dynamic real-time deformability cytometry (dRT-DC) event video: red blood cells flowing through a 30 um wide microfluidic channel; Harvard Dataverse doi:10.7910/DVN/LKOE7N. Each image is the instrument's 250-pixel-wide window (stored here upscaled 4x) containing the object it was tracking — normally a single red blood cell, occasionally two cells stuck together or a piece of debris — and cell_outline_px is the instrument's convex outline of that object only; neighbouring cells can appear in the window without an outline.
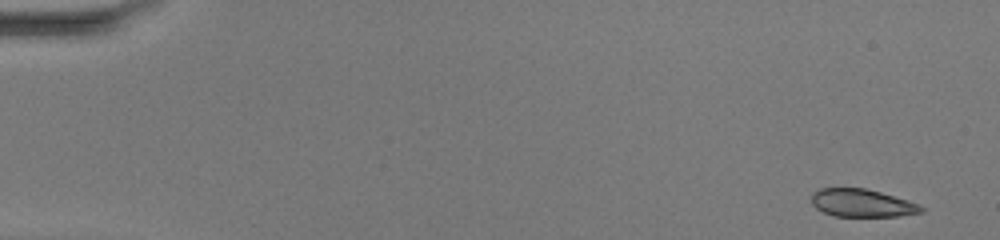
{"species": "common noctule bat (a hibernating species)", "species_latin": "Nyctalus noctula", "temperature_condition": "warm", "stored_images_in_passage": 50, "camera_frame_rate_fps": 3000, "um_per_image_px": 0.085, "animal": {"sex": "female", "body_mass_g": 20.0, "forearm_length_mm": 54.0}, "frame": {"image": 1, "passage_image": 1, "time_ms": 0.0, "image_size_px": [1000, 240], "cell_outline_px": [[924, 212], [900, 216], [832, 216], [816, 208], [812, 204], [812, 192], [820, 188], [864, 188], [880, 192], [908, 200], [924, 208]], "centroid_in_image_um": [73.25, 17.26], "position_along_channel_um": 11.8, "area_um2": 17.74}}
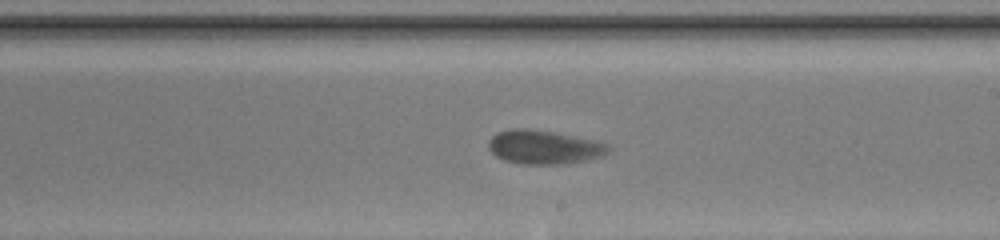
{"frame": {"image": 2, "passage_image": 29, "time_ms": 9.333, "image_size_px": [1000, 240], "cell_outline_px": [[612, 148], [608, 152], [600, 156], [584, 160], [564, 164], [520, 164], [504, 160], [496, 156], [488, 148], [488, 140], [496, 132], [512, 128], [524, 128], [556, 132], [596, 140], [608, 144]], "centroid_in_image_um": [46.22, 12.49], "position_along_channel_um": 242.8, "area_um2": 23.81}}
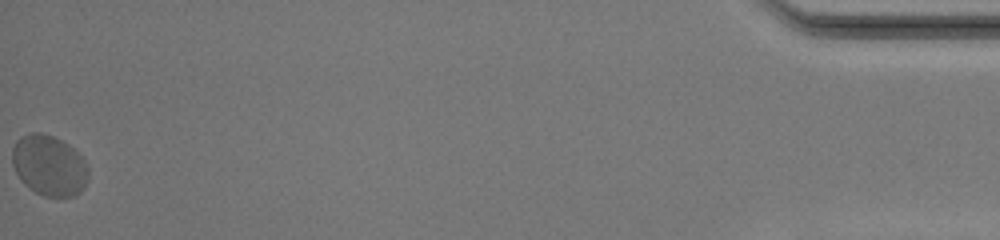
{"frame": {"image": 3, "passage_image": 50, "time_ms": 16.333, "image_size_px": [1000, 240], "cell_outline_px": [[88, 180], [84, 188], [80, 192], [72, 196], [44, 196], [28, 188], [20, 180], [12, 164], [12, 148], [16, 140], [20, 136], [32, 132], [40, 132], [52, 136], [68, 144], [84, 160], [88, 168]], "centroid_in_image_um": [4.15, 14.06], "position_along_channel_um": 431.0, "area_um2": 26.93}, "authors_computed_cell_mechanics": {"area_um2": 23.3223, "velocity_mm_per_s": 4.0169, "shape_relaxation_time_tau1_ms": 6.7209, "shape_relaxation_time_tau2_ms": null, "deformation_change_tau1": 0.1679, "deformation_change_tau2": null}}